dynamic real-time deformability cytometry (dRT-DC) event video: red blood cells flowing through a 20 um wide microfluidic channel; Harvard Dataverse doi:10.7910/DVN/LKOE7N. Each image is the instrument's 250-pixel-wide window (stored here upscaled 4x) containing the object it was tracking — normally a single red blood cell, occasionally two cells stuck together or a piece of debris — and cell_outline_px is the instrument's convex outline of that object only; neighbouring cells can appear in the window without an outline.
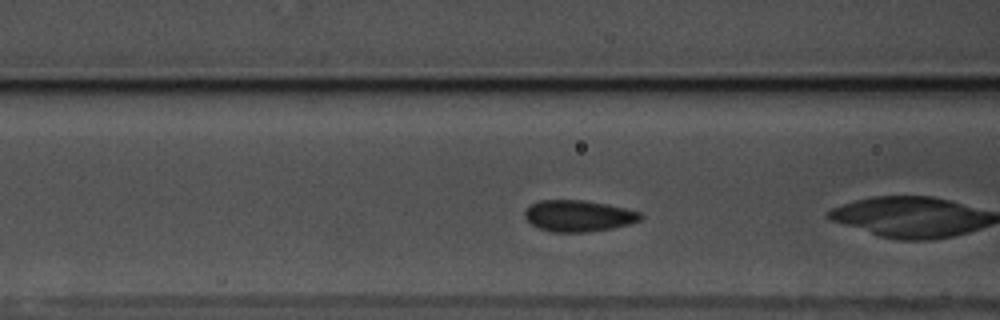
{"species": "common noctule bat (a hibernating species)", "species_latin": "Nyctalus noctula", "temperature_condition": "warm", "stored_images_in_passage": 11, "camera_frame_rate_fps": 3000, "um_per_image_px": 0.085, "animal": {"sex": "male", "body_mass_g": 17.5, "forearm_length_mm": 52.3}, "frame": {"image": 1, "passage_image": 5, "time_ms": 1.333, "image_size_px": [1000, 320], "cell_outline_px": [[644, 216], [640, 220], [628, 224], [612, 228], [588, 232], [552, 232], [540, 228], [532, 224], [524, 216], [524, 212], [532, 204], [540, 200], [584, 200], [608, 204], [628, 208], [640, 212]], "centroid_in_image_um": [49.21, 18.34], "position_along_channel_um": 117.4, "area_um2": 21.15}}